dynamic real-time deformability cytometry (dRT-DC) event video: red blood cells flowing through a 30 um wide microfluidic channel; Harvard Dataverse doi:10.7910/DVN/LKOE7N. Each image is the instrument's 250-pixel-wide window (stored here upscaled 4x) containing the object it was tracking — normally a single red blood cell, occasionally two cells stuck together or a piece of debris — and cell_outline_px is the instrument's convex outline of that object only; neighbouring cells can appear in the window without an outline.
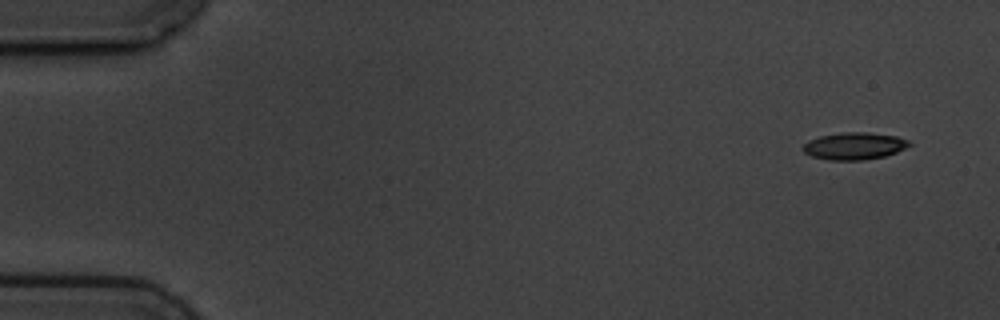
{"species": "common noctule bat (a hibernating species)", "species_latin": "Nyctalus noctula", "temperature_condition": "cold", "stored_images_in_passage": 4, "camera_frame_rate_fps": 3000, "um_per_image_px": 0.085, "animal": {"sex": "male", "body_mass_g": 19.5, "forearm_length_mm": 54.6}, "frame": {"image": 1, "passage_image": 1, "time_ms": 0.0, "image_size_px": [1000, 320], "cell_outline_px": [[912, 144], [896, 152], [884, 156], [864, 160], [828, 160], [812, 156], [804, 152], [804, 144], [808, 140], [820, 136], [844, 132], [868, 132], [896, 136], [908, 140]], "centroid_in_image_um": [72.61, 12.41], "position_along_channel_um": 12.4, "area_um2": 16.7}}
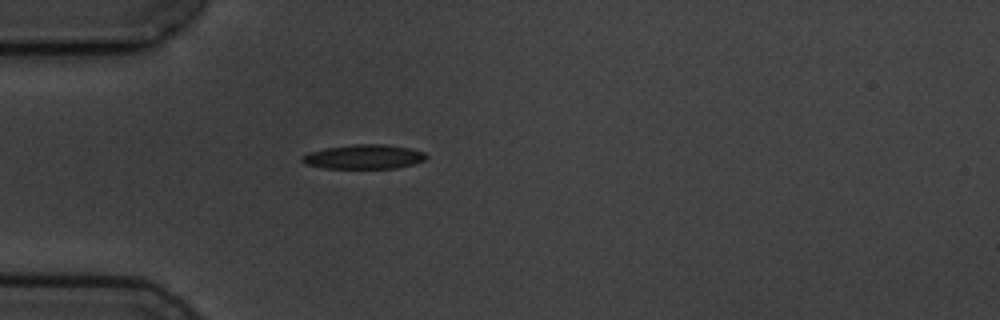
{"frame": {"image": 2, "passage_image": 4, "time_ms": 4.333, "image_size_px": [1000, 320], "cell_outline_px": [[428, 156], [424, 160], [412, 164], [396, 168], [324, 168], [304, 164], [300, 160], [300, 156], [308, 152], [328, 148], [352, 144], [384, 144], [412, 148], [424, 152]], "centroid_in_image_um": [30.91, 13.32], "position_along_channel_um": 54.1, "area_um2": 17.69}}